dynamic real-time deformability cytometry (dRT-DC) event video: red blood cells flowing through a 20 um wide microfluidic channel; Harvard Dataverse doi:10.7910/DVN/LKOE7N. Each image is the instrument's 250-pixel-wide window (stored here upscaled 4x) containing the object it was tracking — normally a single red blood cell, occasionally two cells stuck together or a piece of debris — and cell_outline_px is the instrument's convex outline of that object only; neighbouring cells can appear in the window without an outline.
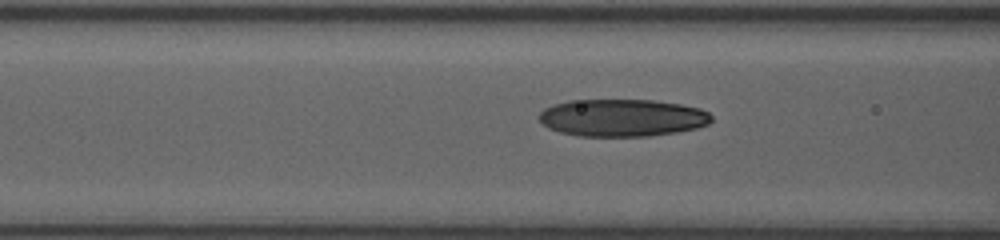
{"species": "human", "species_latin": "Homo sapiens", "temperature_condition": "room temperature", "stored_images_in_passage": 6, "camera_frame_rate_fps": 3000, "um_per_image_px": 0.085, "donor": {"sex": "female"}, "frame": {"image": 1, "passage_image": 4, "time_ms": 1.0, "image_size_px": [1000, 240], "cell_outline_px": [[712, 120], [708, 124], [696, 128], [676, 132], [648, 136], [580, 136], [560, 132], [548, 128], [536, 116], [544, 108], [552, 104], [568, 100], [652, 100], [680, 104], [700, 108], [708, 112], [712, 116]], "centroid_in_image_um": [52.86, 10.0], "position_along_channel_um": 113.7, "area_um2": 37.69}}